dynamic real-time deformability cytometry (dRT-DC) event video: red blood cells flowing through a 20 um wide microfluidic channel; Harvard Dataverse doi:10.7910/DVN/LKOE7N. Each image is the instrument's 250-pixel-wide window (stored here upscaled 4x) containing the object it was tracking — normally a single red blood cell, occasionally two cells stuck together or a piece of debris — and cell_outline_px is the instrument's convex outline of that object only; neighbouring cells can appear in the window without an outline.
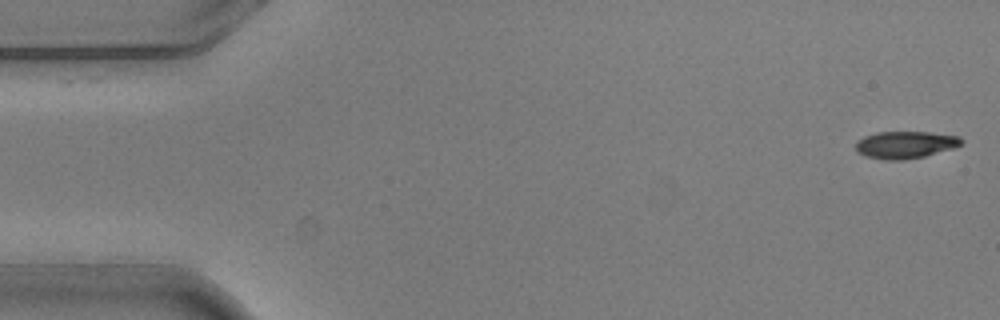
{"species": "common noctule bat (a hibernating species)", "species_latin": "Nyctalus noctula", "temperature_condition": "warm", "stored_images_in_passage": 3, "camera_frame_rate_fps": 3000, "um_per_image_px": 0.085, "animal": {"sex": "male", "body_mass_g": 20.5, "forearm_length_mm": 52.5}, "frame": {"image": 1, "passage_image": 1, "time_ms": 0.0, "image_size_px": [1000, 320], "cell_outline_px": [[964, 140], [960, 144], [952, 148], [924, 156], [904, 160], [884, 160], [864, 156], [856, 152], [856, 140], [864, 136], [876, 132], [932, 132], [960, 136]], "centroid_in_image_um": [76.91, 12.3], "position_along_channel_um": 8.1, "area_um2": 16.88}}